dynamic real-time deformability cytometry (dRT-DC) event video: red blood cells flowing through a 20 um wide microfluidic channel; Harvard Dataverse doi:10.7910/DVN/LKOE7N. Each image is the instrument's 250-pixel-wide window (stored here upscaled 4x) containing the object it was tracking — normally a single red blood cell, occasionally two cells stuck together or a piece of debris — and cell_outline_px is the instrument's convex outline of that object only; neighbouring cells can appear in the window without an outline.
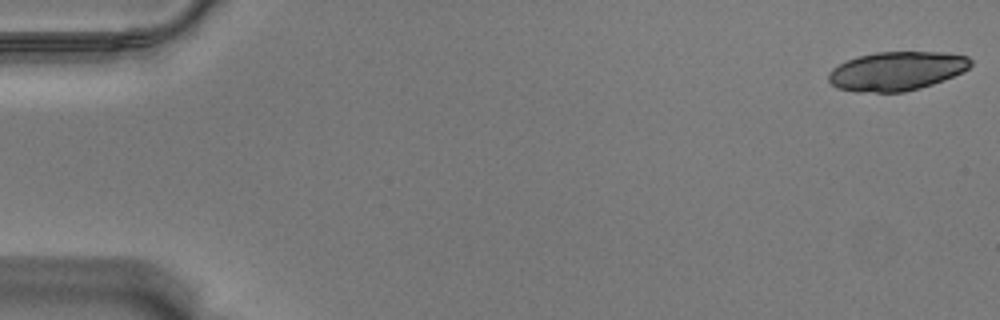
{"species": "Egyptian fruit bat (a non-hibernating species)", "species_latin": "Rousettus aegyptiacus", "temperature_condition": "warm", "stored_images_in_passage": 9, "camera_frame_rate_fps": 3000, "um_per_image_px": 0.085, "animal": {"sex": "male"}, "frame": {"image": 1, "passage_image": 1, "time_ms": 0.0, "image_size_px": [1000, 320], "cell_outline_px": [[972, 64], [968, 68], [944, 80], [920, 88], [904, 92], [860, 92], [836, 88], [828, 80], [828, 72], [832, 68], [856, 56], [876, 52], [944, 52], [968, 56], [972, 60]], "centroid_in_image_um": [76.2, 6.03], "position_along_channel_um": 8.8, "area_um2": 32.25}}